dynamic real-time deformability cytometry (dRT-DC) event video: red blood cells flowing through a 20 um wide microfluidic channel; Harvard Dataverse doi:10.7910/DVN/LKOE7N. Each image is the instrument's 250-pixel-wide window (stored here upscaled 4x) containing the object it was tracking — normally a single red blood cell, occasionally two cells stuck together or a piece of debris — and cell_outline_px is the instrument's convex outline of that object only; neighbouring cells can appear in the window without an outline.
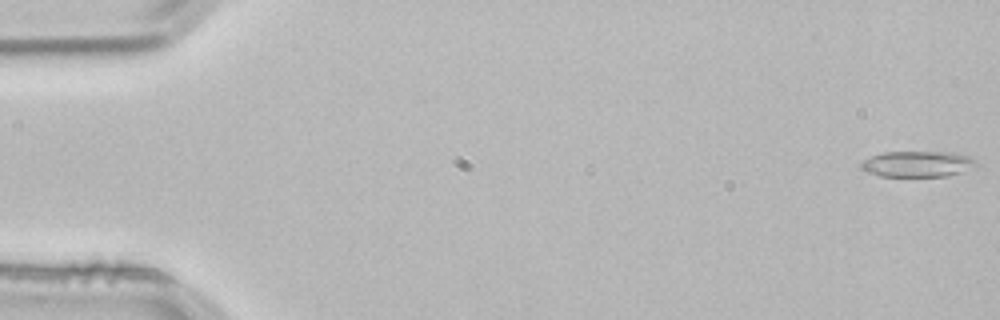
{"species": "common noctule bat (a hibernating species)", "species_latin": "Nyctalus noctula", "temperature_condition": "room temperature", "stored_images_in_passage": 53, "camera_frame_rate_fps": 3000, "um_per_image_px": 0.085, "animal": {"sex": "male", "body_mass_g": 21.5, "forearm_length_mm": 52.0}, "frame": {"image": 1, "passage_image": 1, "time_ms": 0.0, "image_size_px": [1000, 320], "cell_outline_px": [[980, 164], [964, 172], [944, 176], [880, 176], [868, 172], [860, 168], [860, 164], [864, 160], [872, 156], [884, 152], [952, 152], [968, 156], [976, 160]], "centroid_in_image_um": [78.03, 13.94], "position_along_channel_um": 7.0, "area_um2": 17.4}}
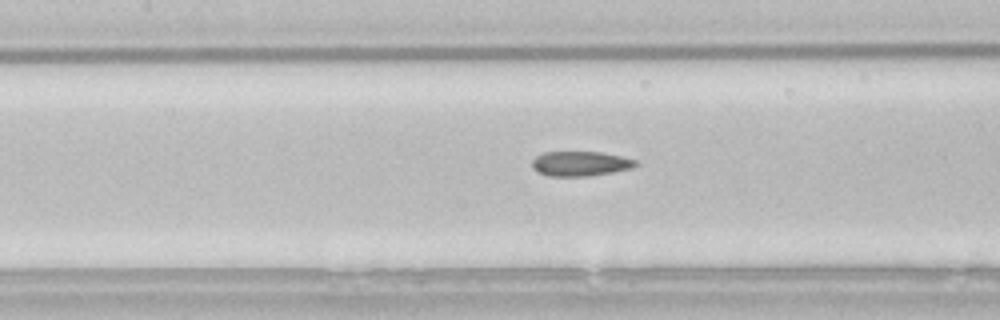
{"frame": {"image": 2, "passage_image": 24, "time_ms": 7.667, "image_size_px": [1000, 320], "cell_outline_px": [[636, 164], [632, 168], [612, 172], [588, 176], [548, 176], [536, 172], [532, 168], [532, 160], [536, 156], [544, 152], [604, 152], [636, 160]], "centroid_in_image_um": [49.28, 13.91], "position_along_channel_um": 158.1, "area_um2": 14.97}}
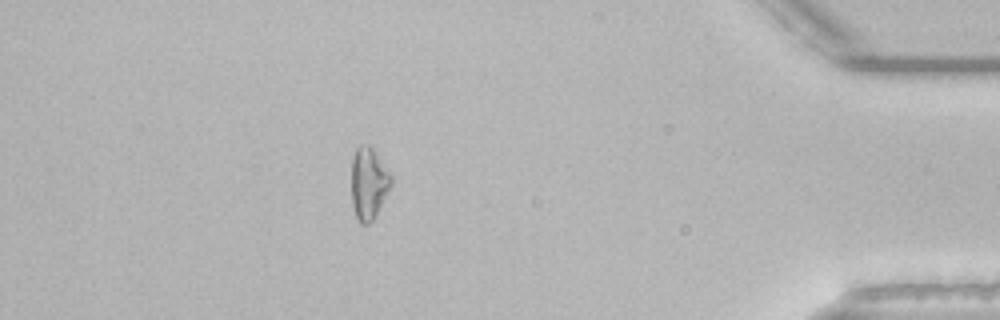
{"frame": {"image": 3, "passage_image": 47, "time_ms": 15.333, "image_size_px": [1000, 320], "cell_outline_px": [[392, 184], [372, 220], [368, 224], [360, 224], [356, 216], [352, 204], [352, 156], [356, 148], [360, 144], [368, 144], [372, 148], [392, 176]], "centroid_in_image_um": [31.32, 15.56], "position_along_channel_um": 403.9, "area_um2": 16.42}, "authors_computed_cell_mechanics": {"area_um2": 16.0684, "velocity_mm_per_s": 3.8323, "shape_relaxation_time_tau1_ms": null, "shape_relaxation_time_tau2_ms": 2.6923, "deformation_change_tau1": null, "deformation_change_tau2": 0.0986}}